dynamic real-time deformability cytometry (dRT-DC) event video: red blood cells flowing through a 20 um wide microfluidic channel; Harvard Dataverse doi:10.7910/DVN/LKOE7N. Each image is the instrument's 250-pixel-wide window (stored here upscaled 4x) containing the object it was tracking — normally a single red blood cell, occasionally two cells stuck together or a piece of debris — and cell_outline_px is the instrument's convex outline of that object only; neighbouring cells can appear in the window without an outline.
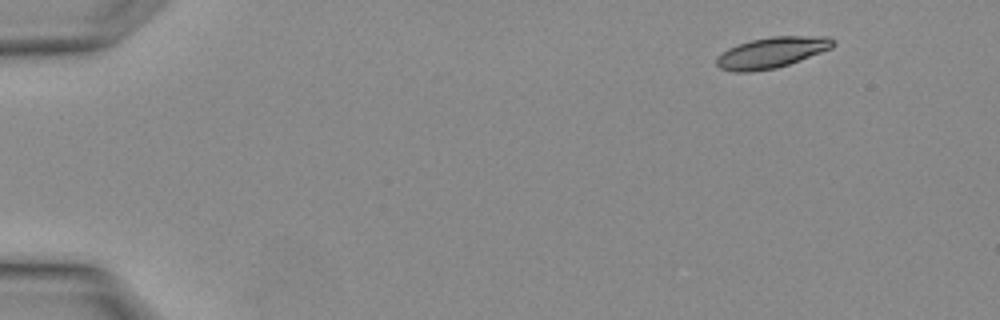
{"species": "Egyptian fruit bat (a non-hibernating species)", "species_latin": "Rousettus aegyptiacus", "temperature_condition": "warm", "stored_images_in_passage": 3, "camera_frame_rate_fps": 3000, "um_per_image_px": 0.085, "animal": {"sex": "female"}, "frame": {"image": 1, "passage_image": 1, "time_ms": 0.0, "image_size_px": [1000, 320], "cell_outline_px": [[836, 44], [832, 48], [788, 64], [776, 68], [748, 72], [736, 72], [720, 68], [716, 64], [716, 56], [728, 48], [752, 40], [772, 36], [828, 36], [836, 40]], "centroid_in_image_um": [65.61, 4.46], "position_along_channel_um": 19.4, "area_um2": 20.87}}
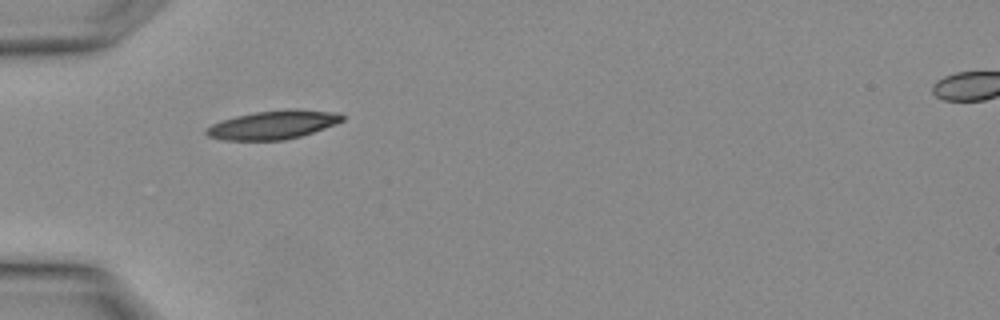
{"frame": {"image": 2, "passage_image": 3, "time_ms": 0.667, "image_size_px": [1000, 320], "cell_outline_px": [[344, 120], [336, 124], [300, 136], [284, 140], [220, 140], [208, 136], [204, 132], [204, 128], [220, 120], [236, 116], [256, 112], [288, 108], [292, 108], [340, 112], [344, 116]], "centroid_in_image_um": [23.2, 10.6], "position_along_channel_um": 61.8, "area_um2": 22.95}}